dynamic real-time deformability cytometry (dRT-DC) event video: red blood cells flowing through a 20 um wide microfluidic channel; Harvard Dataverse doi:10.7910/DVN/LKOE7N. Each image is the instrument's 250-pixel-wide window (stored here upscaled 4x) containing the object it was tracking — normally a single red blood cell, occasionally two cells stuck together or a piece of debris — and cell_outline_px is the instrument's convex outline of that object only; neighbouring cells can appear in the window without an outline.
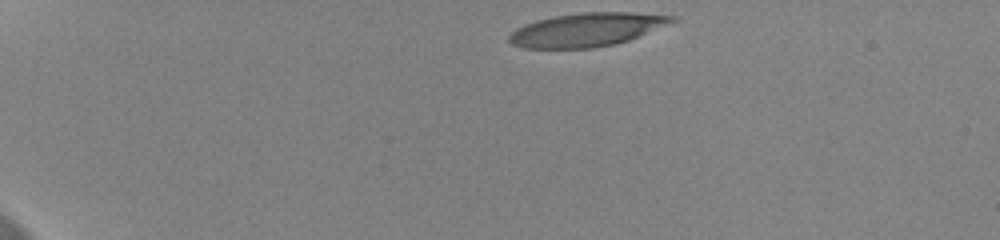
{"species": "human", "species_latin": "Homo sapiens", "temperature_condition": "cold", "stored_images_in_passage": 26, "camera_frame_rate_fps": 3000, "um_per_image_px": 0.085, "donor": {"sex": "female"}, "frame": {"image": 1, "passage_image": 1, "time_ms": 0.0, "image_size_px": [1000, 240], "cell_outline_px": [[680, 20], [628, 40], [612, 44], [592, 48], [524, 48], [512, 44], [508, 40], [508, 36], [516, 28], [524, 24], [536, 20], [552, 16], [580, 12], [632, 12], [676, 16]], "centroid_in_image_um": [49.88, 2.51], "position_along_channel_um": 35.1, "area_um2": 31.91}}
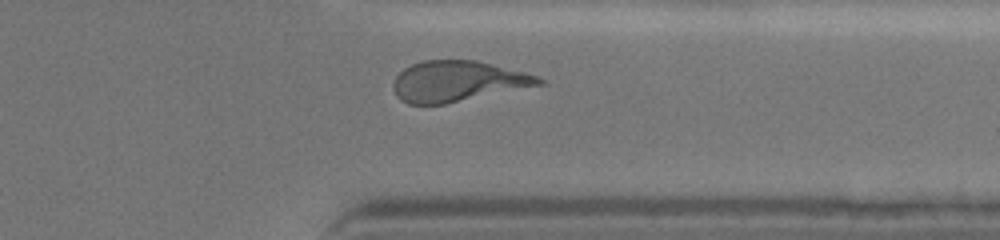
{"frame": {"image": 2, "passage_image": 25, "time_ms": 8.0, "image_size_px": [1000, 240], "cell_outline_px": [[544, 84], [444, 104], [408, 104], [400, 100], [396, 96], [392, 88], [392, 84], [396, 76], [404, 68], [412, 64], [424, 60], [476, 60], [524, 72], [536, 76], [544, 80]], "centroid_in_image_um": [38.85, 6.91], "position_along_channel_um": 372.6, "area_um2": 34.33}}